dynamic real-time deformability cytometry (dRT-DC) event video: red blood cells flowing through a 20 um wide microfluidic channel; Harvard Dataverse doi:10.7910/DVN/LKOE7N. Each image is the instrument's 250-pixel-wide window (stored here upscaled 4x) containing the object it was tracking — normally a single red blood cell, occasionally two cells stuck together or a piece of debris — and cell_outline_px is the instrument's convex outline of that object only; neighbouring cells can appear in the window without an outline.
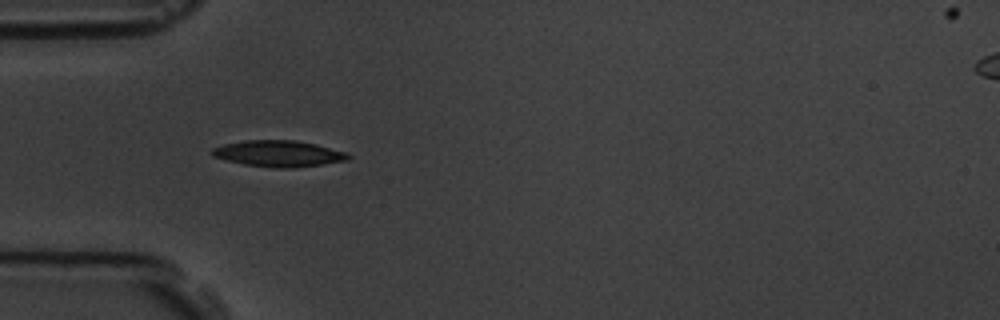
{"species": "common noctule bat (a hibernating species)", "species_latin": "Nyctalus noctula", "temperature_condition": "room temperature", "stored_images_in_passage": 25, "camera_frame_rate_fps": 3000, "um_per_image_px": 0.085, "animal": {"sex": "male", "body_mass_g": 19.5, "forearm_length_mm": 54.6}, "frame": {"image": 1, "passage_image": 1, "time_ms": 0.0, "image_size_px": [1000, 320], "cell_outline_px": [[352, 156], [348, 160], [320, 164], [288, 168], [276, 168], [244, 164], [212, 156], [212, 148], [224, 144], [244, 140], [296, 140], [316, 144], [344, 152]], "centroid_in_image_um": [23.66, 13.04], "position_along_channel_um": 61.3, "area_um2": 20.52}}